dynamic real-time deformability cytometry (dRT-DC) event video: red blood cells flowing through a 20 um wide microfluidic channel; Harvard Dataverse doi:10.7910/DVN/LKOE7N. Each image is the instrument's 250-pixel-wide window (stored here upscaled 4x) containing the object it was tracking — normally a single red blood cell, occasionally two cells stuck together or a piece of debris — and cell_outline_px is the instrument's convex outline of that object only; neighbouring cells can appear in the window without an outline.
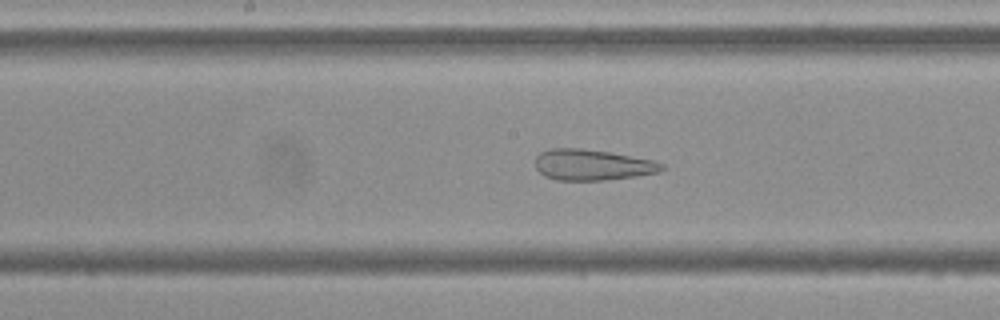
{"species": "Egyptian fruit bat (a non-hibernating species)", "species_latin": "Rousettus aegyptiacus", "temperature_condition": "cold", "stored_images_in_passage": 54, "camera_frame_rate_fps": 3000, "um_per_image_px": 0.085, "frame": {"image": 1, "passage_image": 27, "time_ms": 8.667, "image_size_px": [1000, 320], "cell_outline_px": [[664, 168], [660, 172], [636, 176], [604, 180], [556, 180], [544, 176], [536, 168], [536, 156], [540, 152], [552, 148], [580, 148], [608, 152], [652, 160], [664, 164]], "centroid_in_image_um": [50.33, 14.01], "position_along_channel_um": 197.9, "area_um2": 22.66}}
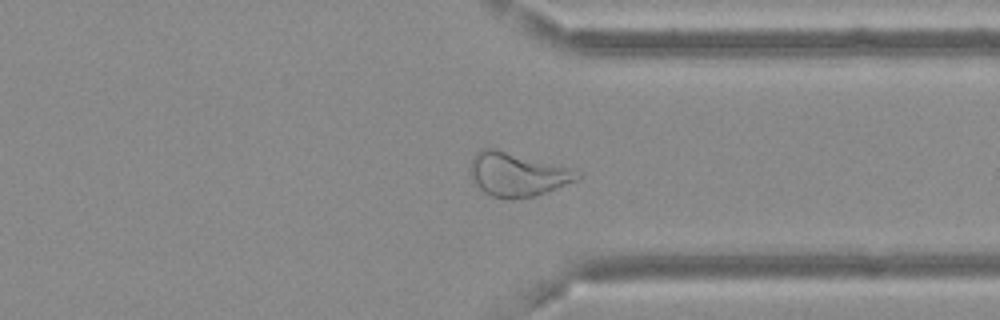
{"frame": {"image": 2, "passage_image": 41, "time_ms": 13.333, "image_size_px": [1000, 320], "cell_outline_px": [[580, 176], [576, 180], [556, 188], [532, 196], [512, 200], [492, 196], [484, 192], [472, 180], [472, 156], [480, 148], [496, 148], [572, 168], [580, 172]], "centroid_in_image_um": [43.96, 14.81], "position_along_channel_um": 367.4, "area_um2": 27.11}}
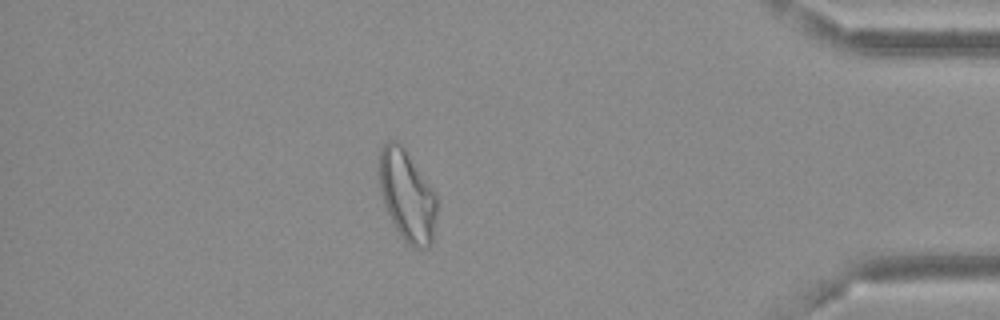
{"frame": {"image": 3, "passage_image": 47, "time_ms": 15.333, "image_size_px": [1000, 320], "cell_outline_px": [[436, 216], [432, 244], [428, 248], [416, 248], [408, 244], [400, 236], [384, 204], [380, 192], [380, 152], [384, 144], [388, 140], [396, 140], [404, 148], [436, 192]], "centroid_in_image_um": [34.62, 16.65], "position_along_channel_um": 400.6, "area_um2": 30.4}}